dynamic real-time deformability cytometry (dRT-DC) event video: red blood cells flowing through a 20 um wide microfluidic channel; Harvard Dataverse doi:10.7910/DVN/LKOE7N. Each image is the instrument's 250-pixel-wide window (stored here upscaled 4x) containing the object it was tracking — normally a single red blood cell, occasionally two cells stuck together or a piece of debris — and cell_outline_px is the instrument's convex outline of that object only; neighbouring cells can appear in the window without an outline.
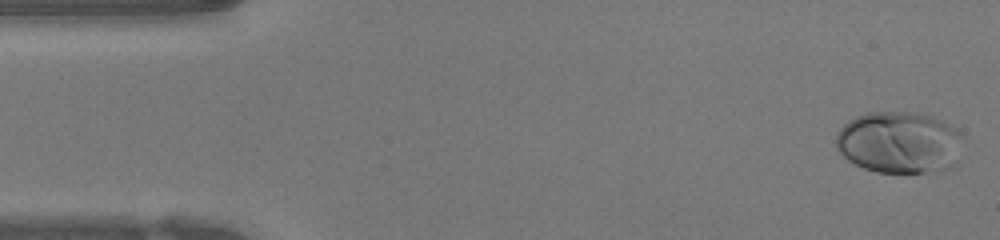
{"species": "human", "species_latin": "Homo sapiens", "temperature_condition": "warm", "stored_images_in_passage": 46, "camera_frame_rate_fps": 3000, "um_per_image_px": 0.085, "donor": {"sex": "female"}, "frame": {"image": 1, "passage_image": 1, "time_ms": 0.0, "image_size_px": [1000, 240], "cell_outline_px": [[964, 136], [956, 160], [948, 168], [924, 172], [876, 172], [864, 168], [848, 160], [836, 148], [836, 132], [848, 120], [856, 116], [868, 112], [916, 112], [932, 116], [944, 120], [960, 128]], "centroid_in_image_um": [76.46, 12.07], "position_along_channel_um": 8.5, "area_um2": 46.18}}
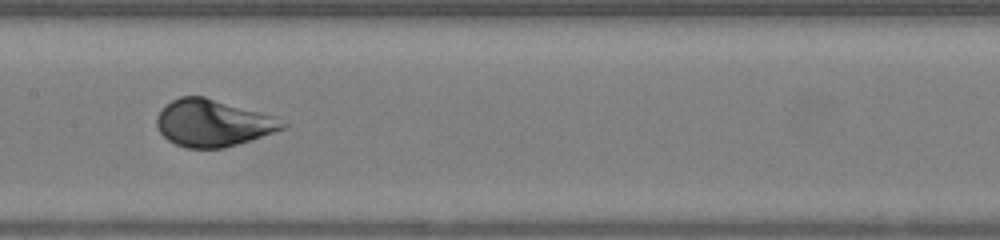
{"frame": {"image": 2, "passage_image": 22, "time_ms": 7.0, "image_size_px": [1000, 240], "cell_outline_px": [[288, 124], [284, 128], [252, 140], [224, 148], [188, 148], [176, 144], [168, 140], [160, 132], [156, 124], [156, 116], [164, 104], [180, 96], [204, 96], [272, 116]], "centroid_in_image_um": [18.04, 10.46], "position_along_channel_um": 189.4, "area_um2": 34.16}}
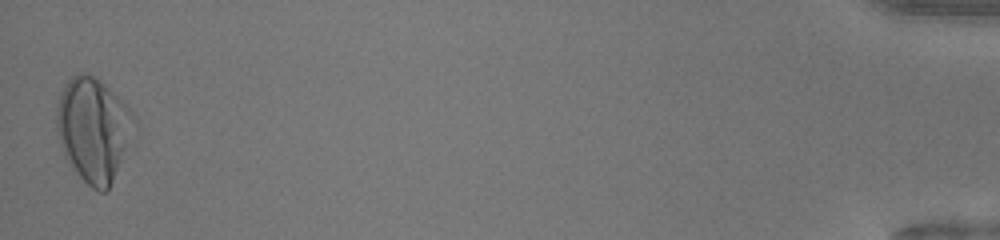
{"frame": {"image": 3, "passage_image": 46, "time_ms": 15.0, "image_size_px": [1000, 240], "cell_outline_px": [[136, 120], [112, 180], [108, 188], [104, 192], [100, 192], [92, 188], [68, 164], [64, 156], [60, 144], [56, 128], [56, 104], [60, 92], [64, 84], [76, 72], [88, 72], [100, 80], [136, 116]], "centroid_in_image_um": [7.86, 10.95], "position_along_channel_um": 427.3, "area_um2": 46.3}, "authors_computed_cell_mechanics": {"area_um2": 35.8938, "velocity_mm_per_s": 4.2637, "shape_relaxation_time_tau1_ms": 2.6661, "shape_relaxation_time_tau2_ms": null, "deformation_change_tau1": 0.1814, "deformation_change_tau2": null}}